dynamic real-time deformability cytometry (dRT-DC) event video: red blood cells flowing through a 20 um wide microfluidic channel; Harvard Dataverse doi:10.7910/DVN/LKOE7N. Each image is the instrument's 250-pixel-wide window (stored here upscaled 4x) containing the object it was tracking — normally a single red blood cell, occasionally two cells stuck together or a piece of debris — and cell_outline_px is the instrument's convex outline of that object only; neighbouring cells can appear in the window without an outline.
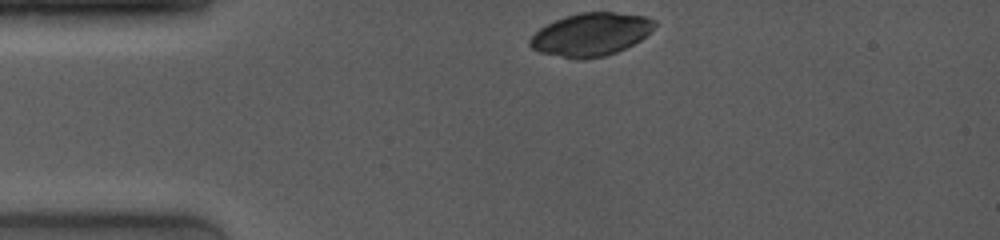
{"species": "common noctule bat (a hibernating species)", "species_latin": "Nyctalus noctula", "temperature_condition": "room temperature", "stored_images_in_passage": 3, "camera_frame_rate_fps": 4000, "um_per_image_px": 0.085, "animal": {"sex": "female", "body_mass_g": 19.0, "forearm_length_mm": 53.3}, "frame": {"image": 1, "passage_image": 1, "time_ms": 0.0, "image_size_px": [1000, 240], "cell_outline_px": [[656, 24], [640, 40], [616, 52], [604, 56], [580, 60], [540, 52], [532, 48], [528, 44], [528, 40], [540, 28], [564, 16], [580, 12], [612, 12], [648, 16], [656, 20]], "centroid_in_image_um": [50.22, 2.92], "position_along_channel_um": 34.8, "area_um2": 30.98}}